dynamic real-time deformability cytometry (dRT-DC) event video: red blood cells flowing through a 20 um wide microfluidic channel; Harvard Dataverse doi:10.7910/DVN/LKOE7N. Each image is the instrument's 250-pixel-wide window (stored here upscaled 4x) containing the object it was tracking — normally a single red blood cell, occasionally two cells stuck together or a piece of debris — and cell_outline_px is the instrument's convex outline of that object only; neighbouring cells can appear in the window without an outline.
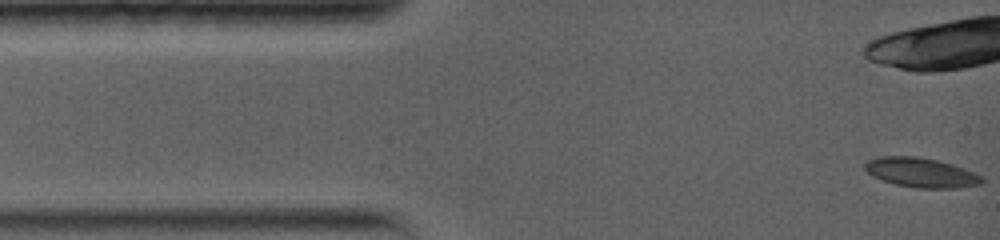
{"species": "common noctule bat (a hibernating species)", "species_latin": "Nyctalus noctula", "temperature_condition": "warm", "stored_images_in_passage": 7, "camera_frame_rate_fps": 5000, "um_per_image_px": 0.085, "animal": {"sex": "female", "body_mass_g": 19.0, "forearm_length_mm": 56.7}, "frame": {"image": 1, "passage_image": 1, "time_ms": 0.0, "image_size_px": [1000, 240], "cell_outline_px": [[984, 180], [980, 184], [956, 188], [916, 188], [896, 184], [872, 176], [864, 168], [864, 164], [868, 160], [880, 156], [916, 156], [936, 160], [952, 164], [964, 168], [980, 176]], "centroid_in_image_um": [78.27, 14.66], "position_along_channel_um": 6.7, "area_um2": 19.94}}